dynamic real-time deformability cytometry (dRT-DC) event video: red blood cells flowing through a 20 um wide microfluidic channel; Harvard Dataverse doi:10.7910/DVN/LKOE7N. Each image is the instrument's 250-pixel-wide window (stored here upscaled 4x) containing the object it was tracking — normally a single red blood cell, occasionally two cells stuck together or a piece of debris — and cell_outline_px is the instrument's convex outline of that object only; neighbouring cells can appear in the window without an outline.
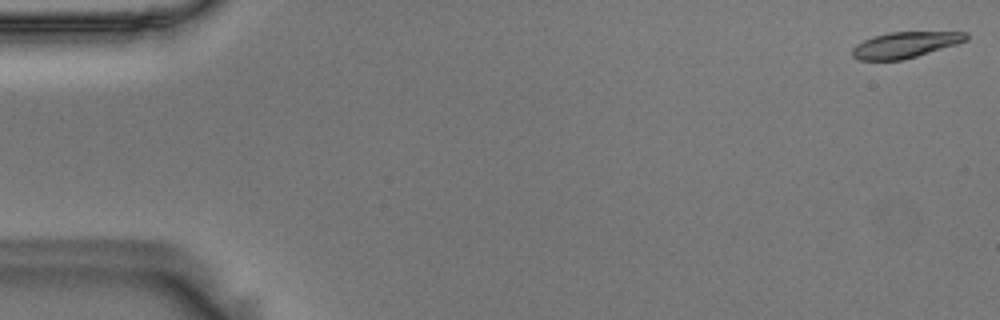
{"species": "Egyptian fruit bat (a non-hibernating species)", "species_latin": "Rousettus aegyptiacus", "temperature_condition": "room temperature", "stored_images_in_passage": 56, "camera_frame_rate_fps": 3000, "um_per_image_px": 0.085, "animal": {"sex": "male"}, "frame": {"image": 1, "passage_image": 1, "time_ms": 0.0, "image_size_px": [1000, 320], "cell_outline_px": [[968, 40], [956, 44], [916, 56], [900, 60], [860, 60], [852, 56], [852, 48], [856, 44], [872, 36], [888, 32], [968, 32]], "centroid_in_image_um": [76.91, 3.8], "position_along_channel_um": 8.1, "area_um2": 17.11}}
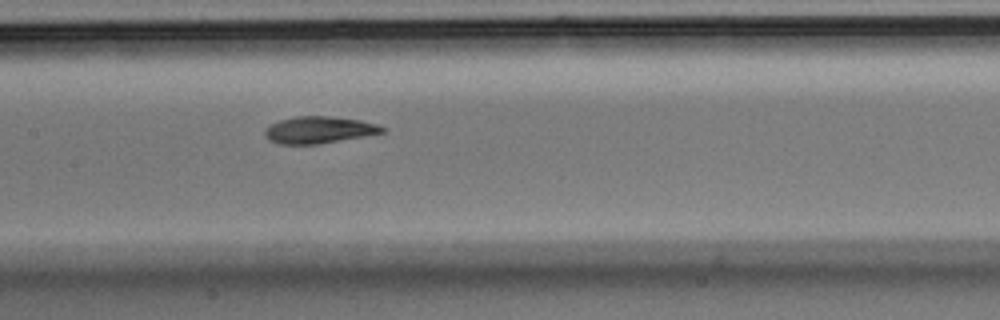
{"frame": {"image": 2, "passage_image": 27, "time_ms": 8.667, "image_size_px": [1000, 320], "cell_outline_px": [[388, 128], [384, 132], [320, 144], [280, 144], [268, 140], [264, 136], [264, 128], [280, 120], [296, 116], [332, 116], [360, 120], [376, 124]], "centroid_in_image_um": [27.09, 11.04], "position_along_channel_um": 180.3, "area_um2": 18.44}}
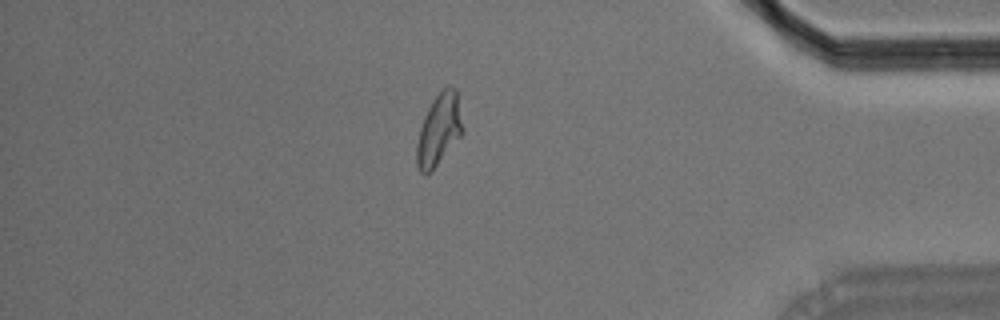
{"frame": {"image": 3, "passage_image": 48, "time_ms": 15.667, "image_size_px": [1000, 320], "cell_outline_px": [[464, 132], [436, 164], [424, 176], [420, 172], [416, 164], [416, 144], [420, 128], [424, 116], [432, 100], [444, 88], [452, 84], [456, 88]], "centroid_in_image_um": [37.3, 10.99], "position_along_channel_um": 397.9, "area_um2": 18.9}, "authors_computed_cell_mechanics": {"area_um2": 18.7272, "velocity_mm_per_s": 3.5944, "shape_relaxation_time_tau1_ms": 7.1094, "shape_relaxation_time_tau2_ms": 2.9224, "deformation_change_tau1": 0.2062, "deformation_change_tau2": 0.0827}}